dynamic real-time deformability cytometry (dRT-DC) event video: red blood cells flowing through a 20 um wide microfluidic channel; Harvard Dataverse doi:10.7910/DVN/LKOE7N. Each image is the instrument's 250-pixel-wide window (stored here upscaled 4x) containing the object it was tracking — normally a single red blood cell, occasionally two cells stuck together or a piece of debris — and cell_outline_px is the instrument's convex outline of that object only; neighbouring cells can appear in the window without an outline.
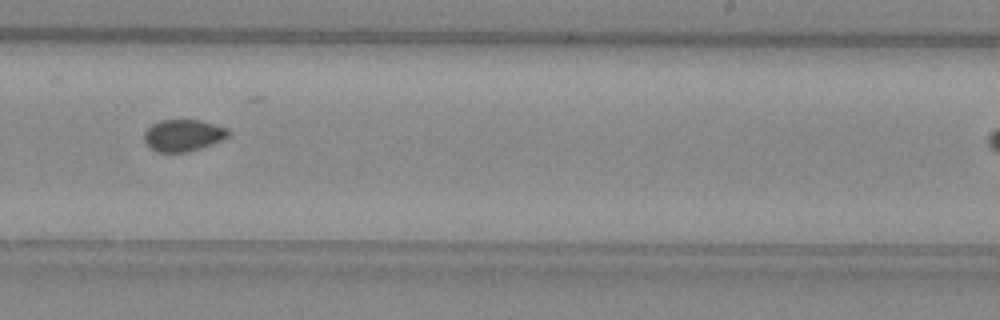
{"species": "common noctule bat (a hibernating species)", "species_latin": "Nyctalus noctula", "temperature_condition": "warm", "stored_images_in_passage": 25, "camera_frame_rate_fps": 3000, "um_per_image_px": 0.085, "animal": {"sex": "female", "body_mass_g": 29.2, "forearm_length_mm": 56.3}, "frame": {"image": 1, "passage_image": 15, "time_ms": 4.667, "image_size_px": [1000, 320], "cell_outline_px": [[228, 136], [220, 140], [200, 148], [184, 152], [156, 152], [144, 140], [144, 132], [152, 124], [160, 120], [200, 120], [228, 128]], "centroid_in_image_um": [15.55, 11.49], "position_along_channel_um": 273.5, "area_um2": 15.32}}
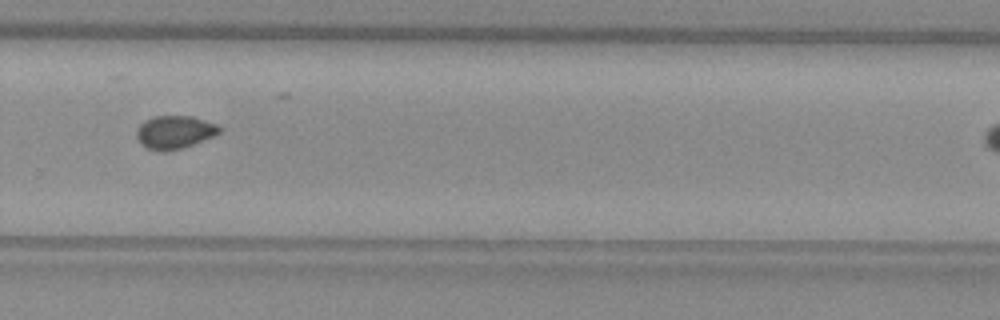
{"frame": {"image": 2, "passage_image": 18, "time_ms": 5.667, "image_size_px": [1000, 320], "cell_outline_px": [[220, 132], [212, 136], [192, 144], [180, 148], [164, 152], [160, 152], [148, 148], [140, 144], [136, 136], [136, 128], [144, 120], [152, 116], [192, 116], [216, 124], [220, 128]], "centroid_in_image_um": [14.77, 11.22], "position_along_channel_um": 315.0, "area_um2": 15.9}}